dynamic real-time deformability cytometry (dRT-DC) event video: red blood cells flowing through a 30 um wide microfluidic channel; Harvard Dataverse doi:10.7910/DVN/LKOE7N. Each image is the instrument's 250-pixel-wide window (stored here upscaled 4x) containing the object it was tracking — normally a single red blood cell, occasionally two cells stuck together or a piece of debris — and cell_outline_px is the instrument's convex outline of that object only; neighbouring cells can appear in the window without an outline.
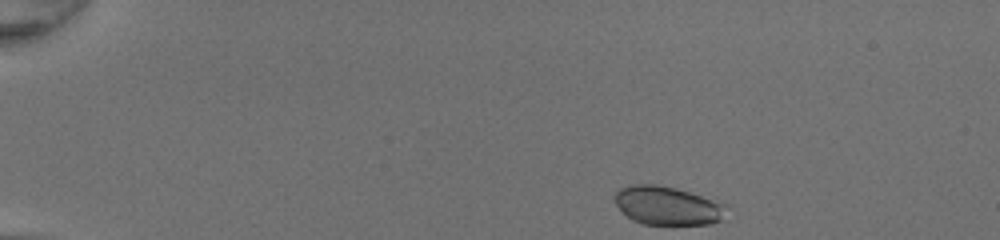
{"species": "common noctule bat (a hibernating species)", "species_latin": "Nyctalus noctula", "temperature_condition": "room temperature", "stored_images_in_passage": 41, "camera_frame_rate_fps": 3000, "um_per_image_px": 0.085, "animal": {"sex": "female", "body_mass_g": 20.0, "forearm_length_mm": 54.0}, "frame": {"image": 1, "passage_image": 1, "time_ms": 0.0, "image_size_px": [1000, 240], "cell_outline_px": [[732, 208], [720, 220], [708, 224], [644, 224], [632, 220], [616, 204], [612, 196], [620, 188], [628, 184], [656, 184], [676, 188], [728, 204]], "centroid_in_image_um": [56.77, 17.46], "position_along_channel_um": 28.2, "area_um2": 25.37}}
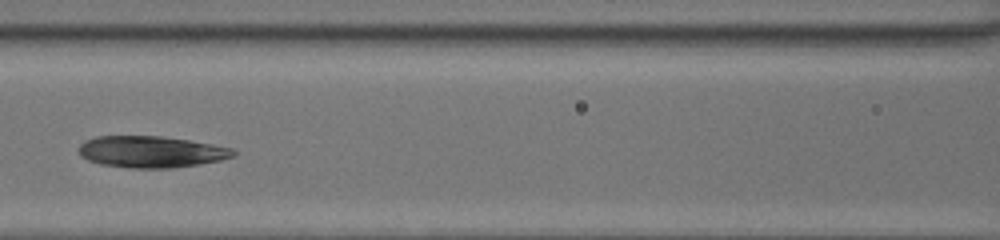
{"frame": {"image": 2, "passage_image": 17, "time_ms": 5.333, "image_size_px": [1000, 240], "cell_outline_px": [[236, 156], [220, 160], [172, 168], [128, 168], [100, 164], [88, 160], [80, 156], [80, 144], [84, 140], [96, 136], [160, 136], [188, 140], [212, 144], [232, 148], [236, 152]], "centroid_in_image_um": [12.83, 12.9], "position_along_channel_um": 153.8, "area_um2": 28.38}}
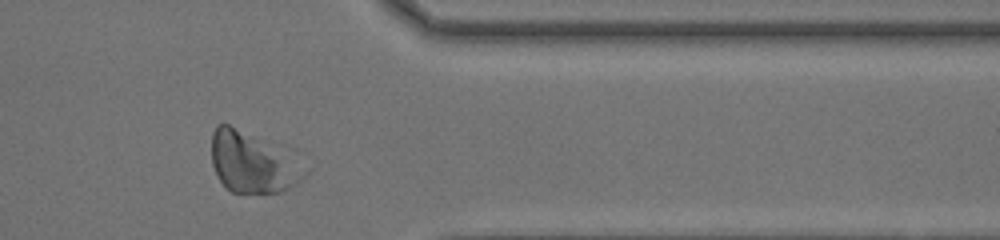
{"frame": {"image": 3, "passage_image": 34, "time_ms": 11.0, "image_size_px": [1000, 240], "cell_outline_px": [[312, 168], [296, 184], [280, 192], [232, 192], [216, 176], [212, 164], [212, 132], [216, 124], [228, 124]], "centroid_in_image_um": [21.43, 13.86], "position_along_channel_um": 390.0, "area_um2": 31.79}, "authors_computed_cell_mechanics": {"area_um2": 29.7092, "velocity_mm_per_s": 4.3056, "shape_relaxation_time_tau1_ms": 3.7818, "shape_relaxation_time_tau2_ms": 2.1415, "deformation_change_tau1": 0.0481, "deformation_change_tau2": 0.0886}}